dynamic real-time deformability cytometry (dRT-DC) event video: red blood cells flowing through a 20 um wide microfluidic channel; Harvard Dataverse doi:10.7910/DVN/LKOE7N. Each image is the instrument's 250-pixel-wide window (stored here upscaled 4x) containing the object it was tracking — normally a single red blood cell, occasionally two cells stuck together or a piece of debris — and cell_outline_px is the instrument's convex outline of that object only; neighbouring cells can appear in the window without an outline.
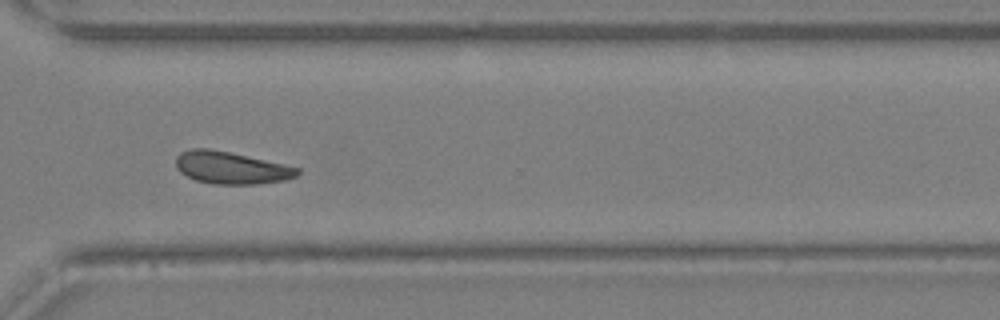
{"species": "Egyptian fruit bat (a non-hibernating species)", "species_latin": "Rousettus aegyptiacus", "temperature_condition": "warm", "stored_images_in_passage": 33, "camera_frame_rate_fps": 3000, "um_per_image_px": 0.085, "animal": {"sex": "female"}, "frame": {"image": 1, "passage_image": 24, "time_ms": 7.667, "image_size_px": [1000, 320], "cell_outline_px": [[300, 172], [296, 176], [284, 180], [256, 184], [212, 184], [196, 180], [180, 172], [176, 168], [176, 156], [180, 152], [192, 148], [208, 148], [228, 152], [284, 164], [300, 168]], "centroid_in_image_um": [19.62, 14.26], "position_along_channel_um": 351.0, "area_um2": 22.72}}